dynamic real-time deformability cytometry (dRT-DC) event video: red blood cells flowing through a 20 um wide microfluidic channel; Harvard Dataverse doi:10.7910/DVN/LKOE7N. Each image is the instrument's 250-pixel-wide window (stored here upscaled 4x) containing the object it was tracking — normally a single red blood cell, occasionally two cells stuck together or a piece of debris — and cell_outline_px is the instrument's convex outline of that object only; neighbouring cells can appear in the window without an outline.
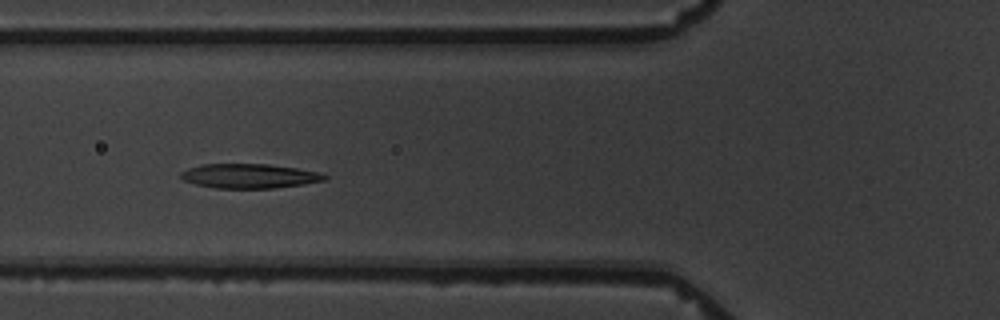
{"species": "common noctule bat (a hibernating species)", "species_latin": "Nyctalus noctula", "temperature_condition": "warm", "stored_images_in_passage": 7, "camera_frame_rate_fps": 3000, "um_per_image_px": 0.085, "animal": {"sex": "male", "body_mass_g": 19.5, "forearm_length_mm": 54.6}, "frame": {"image": 1, "passage_image": 6, "time_ms": 6.0, "image_size_px": [1000, 320], "cell_outline_px": [[328, 176], [324, 180], [304, 184], [272, 188], [216, 188], [196, 184], [184, 180], [180, 176], [180, 172], [188, 168], [200, 164], [268, 164], [296, 168], [316, 172]], "centroid_in_image_um": [21.15, 14.95], "position_along_channel_um": 104.7, "area_um2": 20.29}}
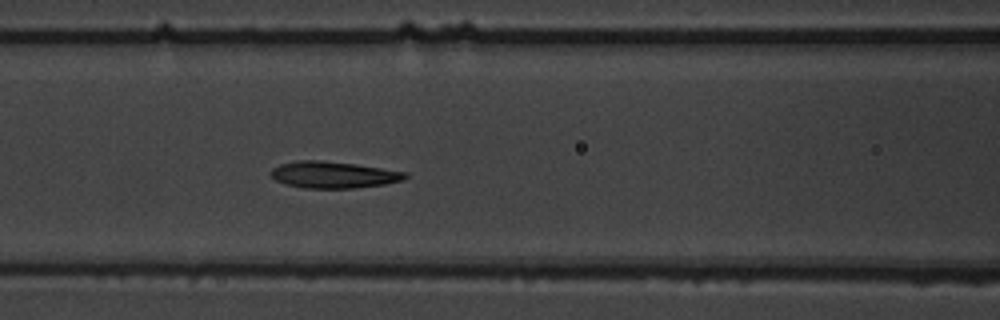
{"frame": {"image": 2, "passage_image": 7, "time_ms": 7.0, "image_size_px": [1000, 320], "cell_outline_px": [[408, 176], [404, 180], [384, 184], [352, 188], [304, 188], [284, 184], [276, 180], [268, 172], [272, 168], [280, 164], [296, 160], [320, 160], [356, 164], [408, 172]], "centroid_in_image_um": [28.32, 14.85], "position_along_channel_um": 138.3, "area_um2": 20.98}}